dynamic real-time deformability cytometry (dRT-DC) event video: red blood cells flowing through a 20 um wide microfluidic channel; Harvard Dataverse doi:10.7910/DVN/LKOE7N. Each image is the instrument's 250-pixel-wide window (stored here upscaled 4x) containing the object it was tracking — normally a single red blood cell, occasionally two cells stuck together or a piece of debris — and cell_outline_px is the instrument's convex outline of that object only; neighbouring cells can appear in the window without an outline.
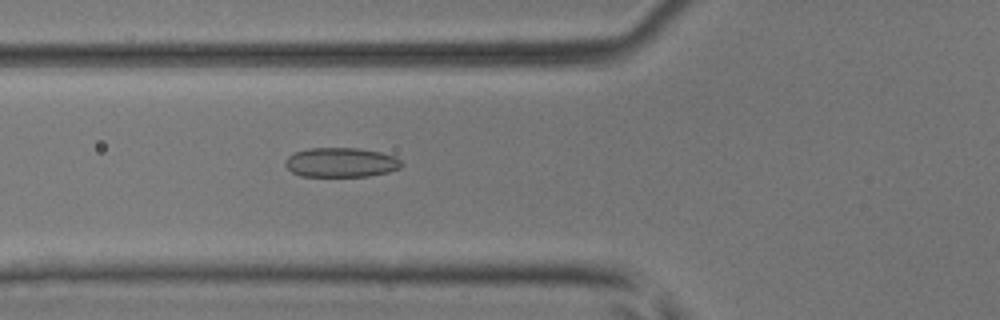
{"species": "common noctule bat (a hibernating species)", "species_latin": "Nyctalus noctula", "temperature_condition": "room temperature", "stored_images_in_passage": 50, "camera_frame_rate_fps": 3000, "um_per_image_px": 0.085, "animal": {"sex": "male", "body_mass_g": 17.9, "forearm_length_mm": 54.2}, "frame": {"image": 1, "passage_image": 19, "time_ms": 6.0, "image_size_px": [1000, 320], "cell_outline_px": [[404, 164], [400, 168], [388, 172], [368, 176], [300, 176], [292, 172], [284, 164], [284, 160], [288, 156], [296, 152], [308, 148], [360, 148], [380, 152], [396, 156]], "centroid_in_image_um": [28.99, 13.8], "position_along_channel_um": 96.8, "area_um2": 20.11}}
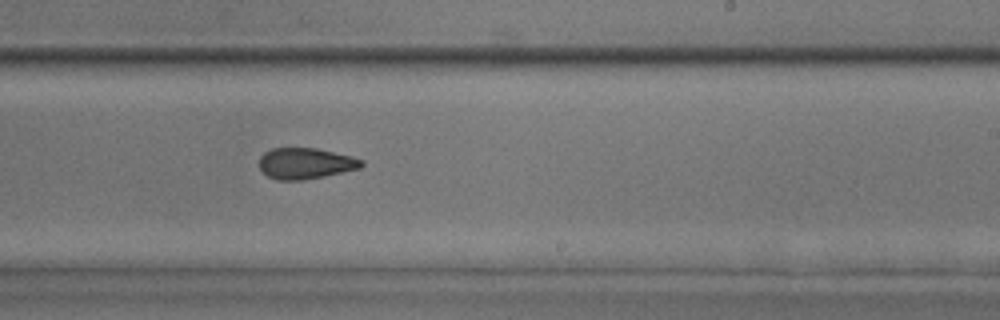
{"frame": {"image": 2, "passage_image": 31, "time_ms": 10.0, "image_size_px": [1000, 320], "cell_outline_px": [[364, 164], [360, 168], [324, 176], [300, 180], [276, 180], [268, 176], [260, 168], [260, 156], [264, 152], [272, 148], [316, 148], [352, 156], [364, 160]], "centroid_in_image_um": [25.97, 13.88], "position_along_channel_um": 263.0, "area_um2": 18.44}}
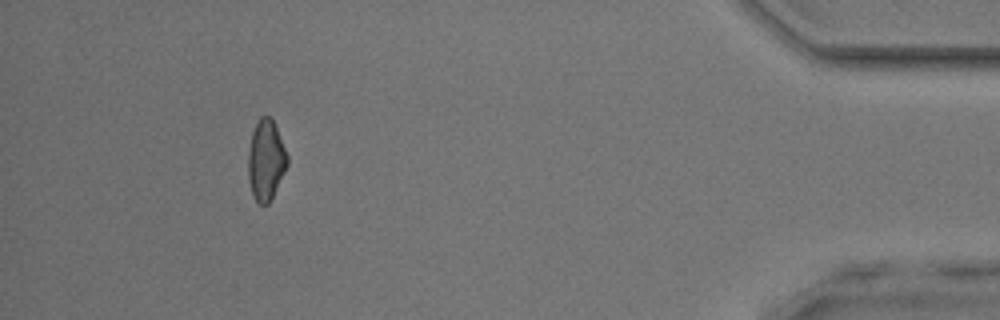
{"frame": {"image": 3, "passage_image": 46, "time_ms": 15.0, "image_size_px": [1000, 320], "cell_outline_px": [[288, 164], [268, 204], [260, 204], [256, 200], [252, 192], [248, 180], [248, 152], [252, 132], [260, 116], [268, 116], [272, 120], [276, 128], [288, 156]], "centroid_in_image_um": [22.59, 13.61], "position_along_channel_um": 412.6, "area_um2": 17.98}, "authors_computed_cell_mechanics": {"area_um2": 19.1318, "velocity_mm_per_s": 4.1702, "shape_relaxation_time_tau1_ms": 6.6042, "shape_relaxation_time_tau2_ms": 2.1354, "deformation_change_tau1": 0.1209, "deformation_change_tau2": 0.0969}}